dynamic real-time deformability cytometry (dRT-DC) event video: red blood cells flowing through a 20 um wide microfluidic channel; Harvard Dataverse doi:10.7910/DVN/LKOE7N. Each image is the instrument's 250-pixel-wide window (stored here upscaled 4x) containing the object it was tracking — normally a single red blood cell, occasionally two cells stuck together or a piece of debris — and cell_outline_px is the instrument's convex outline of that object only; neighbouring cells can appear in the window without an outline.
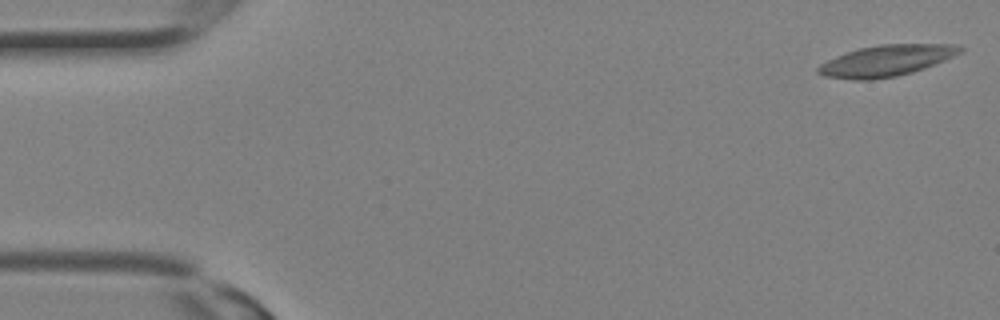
{"species": "Egyptian fruit bat (a non-hibernating species)", "species_latin": "Rousettus aegyptiacus", "temperature_condition": "room temperature", "stored_images_in_passage": 15, "camera_frame_rate_fps": 3000, "um_per_image_px": 0.085, "animal": {"sex": "female"}, "frame": {"image": 1, "passage_image": 1, "time_ms": 0.0, "image_size_px": [1000, 320], "cell_outline_px": [[964, 52], [924, 68], [912, 72], [896, 76], [872, 80], [852, 80], [824, 76], [816, 72], [816, 68], [820, 64], [836, 56], [860, 48], [880, 44], [960, 44], [964, 48]], "centroid_in_image_um": [75.36, 5.15], "position_along_channel_um": 9.6, "area_um2": 25.84}}
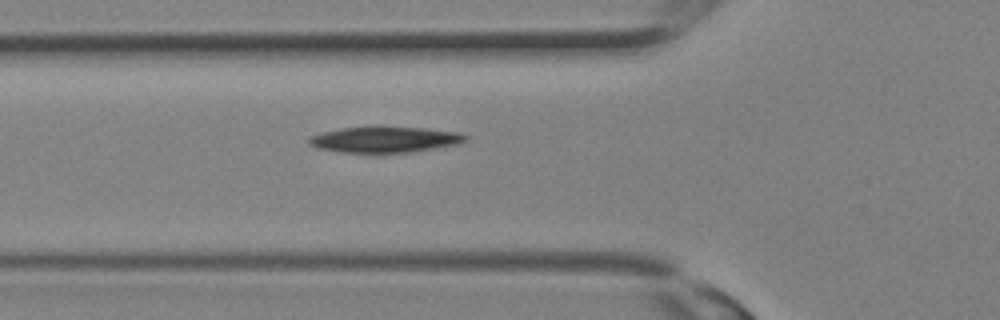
{"frame": {"image": 2, "passage_image": 11, "time_ms": 3.333, "image_size_px": [1000, 320], "cell_outline_px": [[468, 140], [456, 144], [436, 148], [412, 152], [340, 152], [316, 148], [308, 144], [308, 140], [312, 136], [324, 132], [340, 128], [424, 128], [460, 132], [468, 136]], "centroid_in_image_um": [32.74, 11.88], "position_along_channel_um": 93.1, "area_um2": 23.06}}
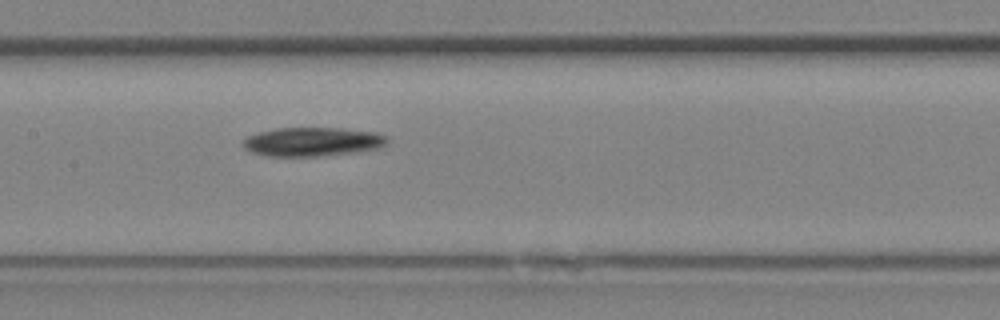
{"frame": {"image": 3, "passage_image": 15, "time_ms": 4.667, "image_size_px": [1000, 320], "cell_outline_px": [[388, 144], [380, 148], [352, 152], [320, 156], [268, 156], [252, 152], [244, 148], [244, 140], [248, 136], [260, 132], [276, 128], [340, 128], [376, 132], [384, 136], [388, 140]], "centroid_in_image_um": [26.58, 12.05], "position_along_channel_um": 180.8, "area_um2": 24.1}}